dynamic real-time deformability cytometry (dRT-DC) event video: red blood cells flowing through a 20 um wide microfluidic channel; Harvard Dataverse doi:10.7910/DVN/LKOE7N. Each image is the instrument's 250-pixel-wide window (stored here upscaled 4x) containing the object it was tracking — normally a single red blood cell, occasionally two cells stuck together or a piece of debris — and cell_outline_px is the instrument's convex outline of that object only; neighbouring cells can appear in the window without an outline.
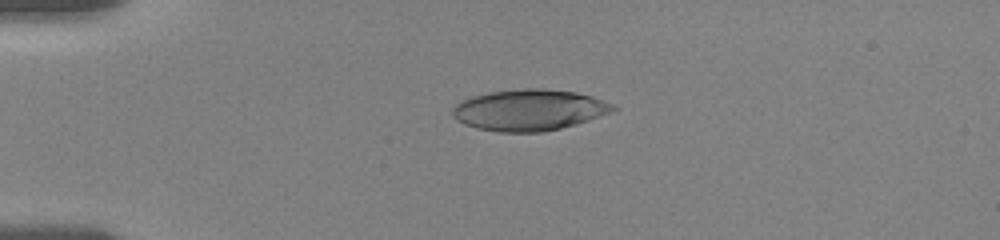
{"species": "human", "species_latin": "Homo sapiens", "temperature_condition": "room temperature", "stored_images_in_passage": 6, "camera_frame_rate_fps": 3000, "um_per_image_px": 0.085, "donor": {"sex": "female"}, "frame": {"image": 1, "passage_image": 4, "time_ms": 3.667, "image_size_px": [1000, 240], "cell_outline_px": [[620, 108], [612, 112], [576, 124], [560, 128], [540, 132], [500, 132], [476, 128], [464, 124], [456, 120], [452, 116], [452, 108], [456, 104], [472, 96], [488, 92], [524, 88], [544, 88], [576, 92], [592, 96], [616, 104]], "centroid_in_image_um": [45.01, 9.34], "position_along_channel_um": 40.0, "area_um2": 38.78}}
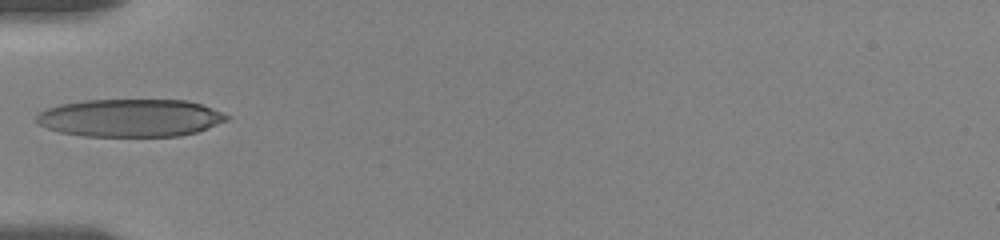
{"frame": {"image": 2, "passage_image": 6, "time_ms": 5.667, "image_size_px": [1000, 240], "cell_outline_px": [[232, 116], [228, 120], [208, 128], [196, 132], [180, 136], [84, 136], [60, 132], [48, 128], [40, 124], [36, 120], [36, 116], [40, 112], [48, 108], [60, 104], [84, 100], [188, 100], [212, 108]], "centroid_in_image_um": [11.11, 10.02], "position_along_channel_um": 73.9, "area_um2": 41.85}}